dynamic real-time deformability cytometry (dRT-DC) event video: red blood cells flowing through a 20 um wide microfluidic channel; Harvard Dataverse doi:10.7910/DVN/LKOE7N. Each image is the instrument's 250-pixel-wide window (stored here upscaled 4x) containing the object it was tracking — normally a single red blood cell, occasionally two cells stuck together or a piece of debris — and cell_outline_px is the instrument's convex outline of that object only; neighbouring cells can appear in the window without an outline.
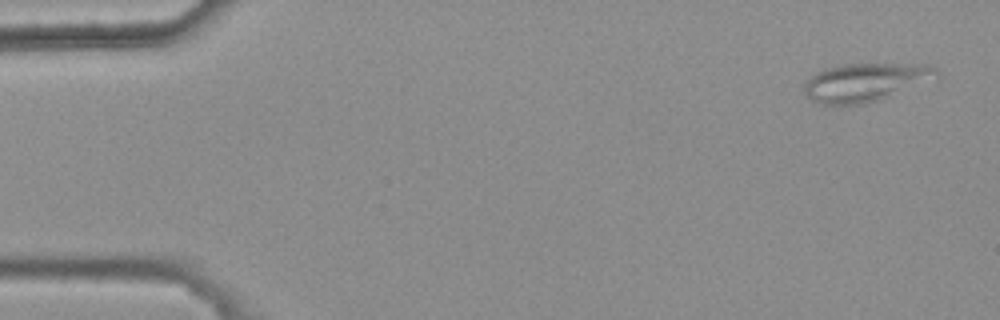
{"species": "common noctule bat (a hibernating species)", "species_latin": "Nyctalus noctula", "temperature_condition": "warm", "stored_images_in_passage": 2, "segment_of_instrument_passage": [2, 2], "camera_frame_rate_fps": 3000, "um_per_image_px": 0.085, "animal": {"sex": "female", "body_mass_g": 25.1}, "frame": {"image": 1, "passage_image": 2, "time_ms": 0.333, "image_size_px": [1000, 320], "cell_outline_px": [[940, 76], [880, 100], [868, 104], [820, 104], [812, 100], [804, 92], [804, 84], [816, 72], [824, 68], [840, 64], [928, 64], [936, 68], [940, 72]], "centroid_in_image_um": [73.56, 6.98], "position_along_channel_um": 11.4, "area_um2": 29.54}}